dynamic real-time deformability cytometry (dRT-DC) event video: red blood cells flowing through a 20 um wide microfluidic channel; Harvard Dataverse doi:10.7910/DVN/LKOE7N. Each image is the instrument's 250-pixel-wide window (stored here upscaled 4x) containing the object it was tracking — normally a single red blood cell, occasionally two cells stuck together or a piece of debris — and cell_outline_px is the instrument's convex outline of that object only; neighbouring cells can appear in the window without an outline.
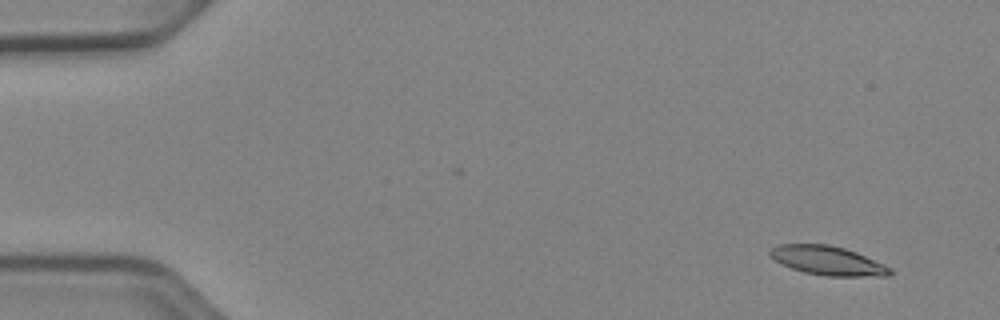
{"species": "Egyptian fruit bat (a non-hibernating species)", "species_latin": "Rousettus aegyptiacus", "temperature_condition": "cold", "stored_images_in_passage": 53, "camera_frame_rate_fps": 3000, "um_per_image_px": 0.085, "animal": {"sex": "female"}, "frame": {"image": 1, "passage_image": 4, "time_ms": 1.0, "image_size_px": [1000, 320], "cell_outline_px": [[892, 272], [888, 276], [824, 276], [804, 272], [780, 264], [768, 252], [776, 244], [828, 244], [844, 248], [856, 252], [884, 264], [892, 268]], "centroid_in_image_um": [70.36, 22.15], "position_along_channel_um": 14.6, "area_um2": 20.29}}
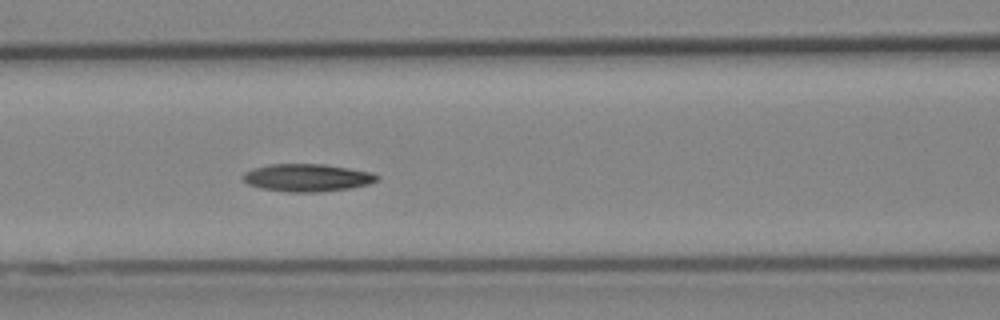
{"frame": {"image": 2, "passage_image": 23, "time_ms": 7.333, "image_size_px": [1000, 320], "cell_outline_px": [[380, 180], [368, 184], [352, 188], [320, 192], [288, 192], [260, 188], [248, 184], [244, 180], [244, 172], [252, 168], [268, 164], [324, 164], [372, 172], [380, 176]], "centroid_in_image_um": [26.14, 15.1], "position_along_channel_um": 140.5, "area_um2": 21.73}}
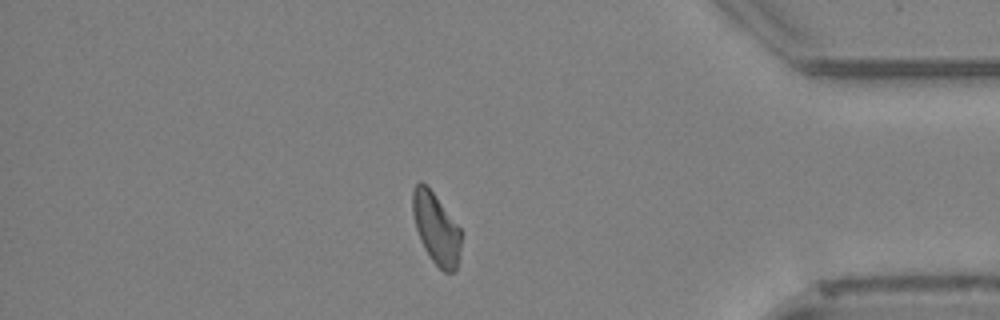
{"frame": {"image": 3, "passage_image": 45, "time_ms": 14.667, "image_size_px": [1000, 320], "cell_outline_px": [[460, 256], [456, 268], [452, 272], [444, 272], [432, 260], [424, 248], [420, 240], [416, 228], [412, 212], [412, 188], [420, 180], [432, 192], [460, 228]], "centroid_in_image_um": [37.05, 19.42], "position_along_channel_um": 398.2, "area_um2": 19.77}}